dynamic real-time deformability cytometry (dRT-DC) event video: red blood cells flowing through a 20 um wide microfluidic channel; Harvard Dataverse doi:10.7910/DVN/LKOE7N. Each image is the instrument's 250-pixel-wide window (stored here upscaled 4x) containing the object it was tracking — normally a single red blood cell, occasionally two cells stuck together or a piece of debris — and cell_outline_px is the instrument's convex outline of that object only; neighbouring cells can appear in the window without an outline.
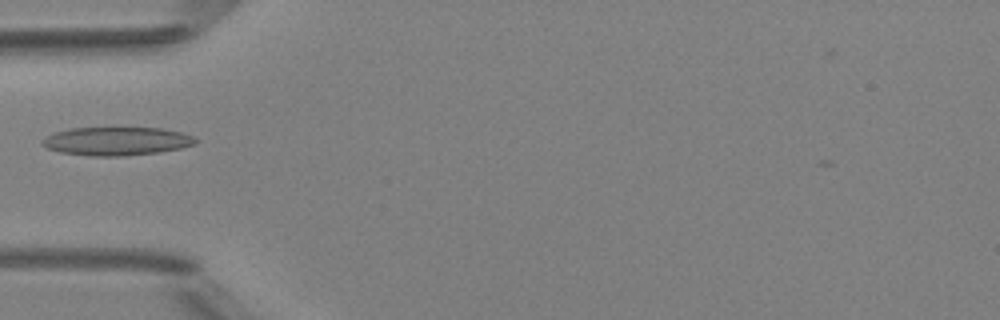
{"species": "Egyptian fruit bat (a non-hibernating species)", "species_latin": "Rousettus aegyptiacus", "temperature_condition": "room temperature", "stored_images_in_passage": 4, "camera_frame_rate_fps": 3000, "um_per_image_px": 0.085, "animal": {"sex": "female"}, "frame": {"image": 1, "passage_image": 3, "time_ms": 3.333, "image_size_px": [1000, 320], "cell_outline_px": [[196, 144], [180, 148], [160, 152], [124, 156], [88, 156], [60, 152], [48, 148], [40, 144], [40, 140], [44, 136], [56, 132], [72, 128], [160, 128], [180, 132], [192, 136], [196, 140]], "centroid_in_image_um": [9.86, 12.01], "position_along_channel_um": 75.1, "area_um2": 25.37}}
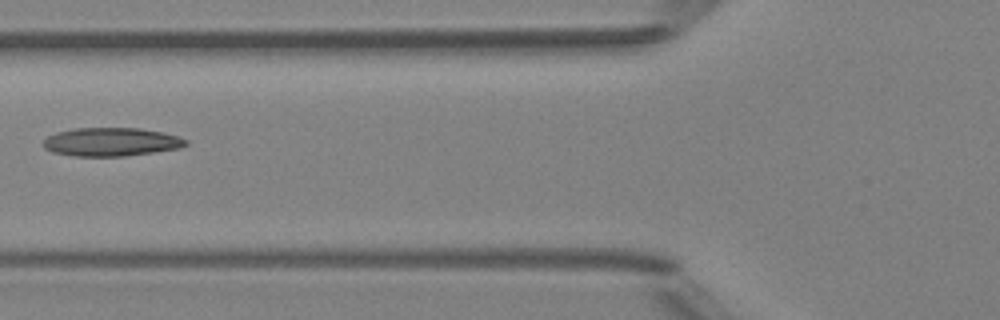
{"frame": {"image": 2, "passage_image": 4, "time_ms": 4.333, "image_size_px": [1000, 320], "cell_outline_px": [[188, 144], [180, 148], [124, 156], [76, 156], [52, 152], [44, 148], [44, 140], [48, 136], [56, 132], [72, 128], [140, 128], [164, 132], [188, 140]], "centroid_in_image_um": [9.45, 12.05], "position_along_channel_um": 116.4, "area_um2": 23.64}}